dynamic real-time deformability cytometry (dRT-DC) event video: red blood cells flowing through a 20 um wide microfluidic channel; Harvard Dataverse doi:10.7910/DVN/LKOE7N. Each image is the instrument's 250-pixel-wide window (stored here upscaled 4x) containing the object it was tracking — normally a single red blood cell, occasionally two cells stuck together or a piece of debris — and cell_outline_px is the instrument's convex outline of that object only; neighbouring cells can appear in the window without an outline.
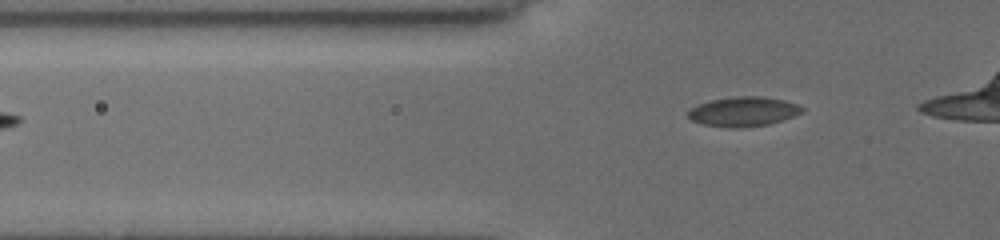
{"species": "common noctule bat (a hibernating species)", "species_latin": "Nyctalus noctula", "temperature_condition": "cold", "stored_images_in_passage": 34, "camera_frame_rate_fps": 3000, "um_per_image_px": 0.085, "animal": {"sex": "female", "body_mass_g": 19.5, "forearm_length_mm": 54.1}, "frame": {"image": 1, "passage_image": 5, "time_ms": 1.333, "image_size_px": [1000, 240], "cell_outline_px": [[804, 112], [768, 124], [740, 128], [728, 128], [704, 124], [692, 120], [688, 116], [688, 112], [696, 104], [712, 100], [736, 96], [764, 96], [784, 100], [796, 104], [804, 108]], "centroid_in_image_um": [63.18, 9.48], "position_along_channel_um": 62.6, "area_um2": 19.54}}
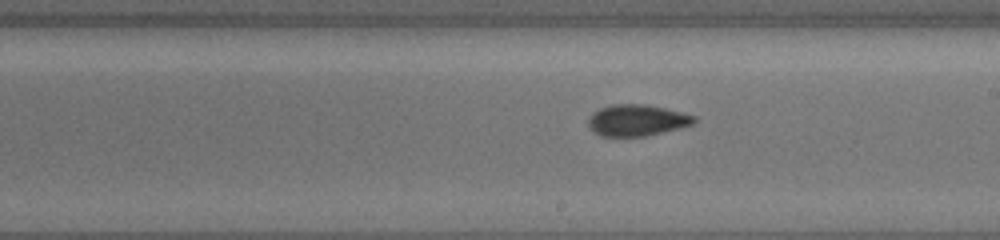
{"frame": {"image": 2, "passage_image": 19, "time_ms": 6.0, "image_size_px": [1000, 240], "cell_outline_px": [[696, 120], [692, 124], [644, 136], [604, 136], [596, 132], [588, 124], [588, 120], [600, 108], [612, 104], [648, 104], [696, 116]], "centroid_in_image_um": [54.15, 10.2], "position_along_channel_um": 234.9, "area_um2": 18.79}}
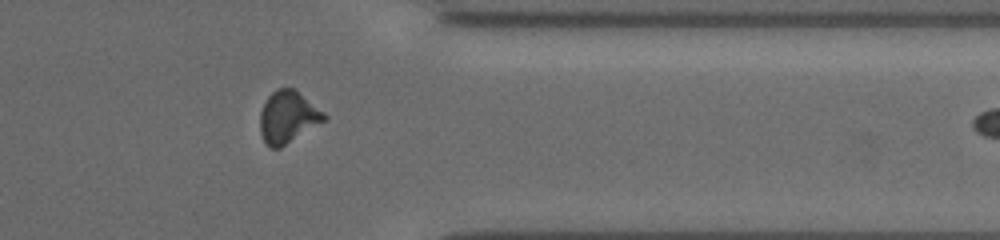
{"frame": {"image": 3, "passage_image": 31, "time_ms": 10.0, "image_size_px": [1000, 240], "cell_outline_px": [[328, 120], [280, 148], [272, 148], [264, 140], [260, 132], [260, 112], [268, 96], [276, 88], [296, 88], [324, 112], [328, 116]], "centroid_in_image_um": [24.51, 9.93], "position_along_channel_um": 386.9, "area_um2": 19.71}}